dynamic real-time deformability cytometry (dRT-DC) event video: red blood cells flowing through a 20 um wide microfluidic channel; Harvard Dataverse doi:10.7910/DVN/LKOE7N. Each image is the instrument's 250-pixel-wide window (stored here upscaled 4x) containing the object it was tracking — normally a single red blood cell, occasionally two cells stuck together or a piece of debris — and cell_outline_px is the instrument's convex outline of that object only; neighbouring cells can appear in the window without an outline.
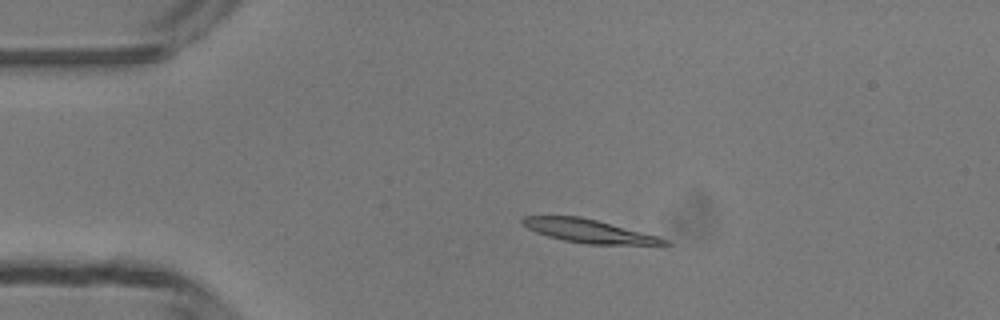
{"species": "common noctule bat (a hibernating species)", "species_latin": "Nyctalus noctula", "temperature_condition": "room temperature", "stored_images_in_passage": 14, "camera_frame_rate_fps": 3000, "um_per_image_px": 0.085, "animal": {"sex": "male", "body_mass_g": 13.3}, "frame": {"image": 1, "passage_image": 1, "time_ms": 0.0, "image_size_px": [1000, 320], "cell_outline_px": [[672, 244], [668, 248], [660, 248], [588, 244], [564, 240], [548, 236], [536, 232], [520, 224], [520, 220], [524, 216], [580, 216], [660, 236], [668, 240]], "centroid_in_image_um": [50.32, 19.71], "position_along_channel_um": 34.7, "area_um2": 20.46}}
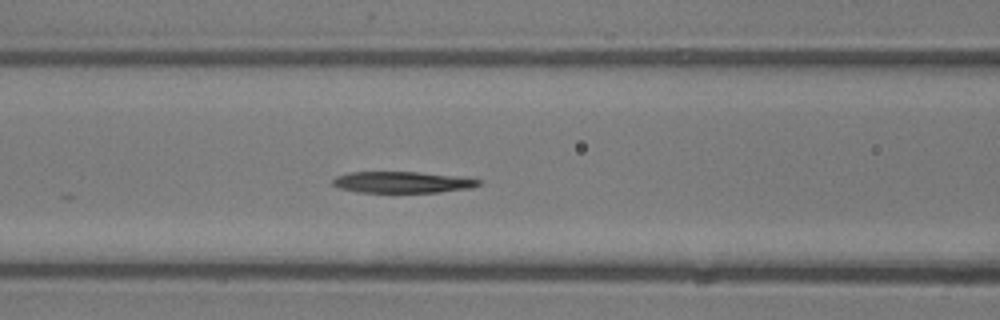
{"frame": {"image": 2, "passage_image": 11, "time_ms": 3.333, "image_size_px": [1000, 320], "cell_outline_px": [[484, 180], [480, 184], [472, 188], [440, 192], [356, 192], [340, 188], [332, 184], [332, 180], [336, 176], [348, 172], [416, 172], [456, 176]], "centroid_in_image_um": [34.2, 15.49], "position_along_channel_um": 132.4, "area_um2": 18.15}}
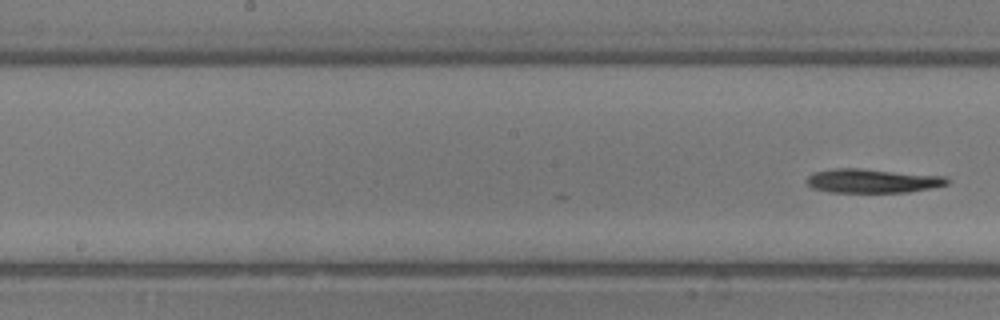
{"frame": {"image": 3, "passage_image": 14, "time_ms": 4.333, "image_size_px": [1000, 320], "cell_outline_px": [[948, 184], [932, 188], [908, 192], [828, 192], [812, 188], [804, 180], [812, 172], [832, 168], [860, 168], [944, 176], [948, 180]], "centroid_in_image_um": [74.09, 15.37], "position_along_channel_um": 174.1, "area_um2": 19.77}}